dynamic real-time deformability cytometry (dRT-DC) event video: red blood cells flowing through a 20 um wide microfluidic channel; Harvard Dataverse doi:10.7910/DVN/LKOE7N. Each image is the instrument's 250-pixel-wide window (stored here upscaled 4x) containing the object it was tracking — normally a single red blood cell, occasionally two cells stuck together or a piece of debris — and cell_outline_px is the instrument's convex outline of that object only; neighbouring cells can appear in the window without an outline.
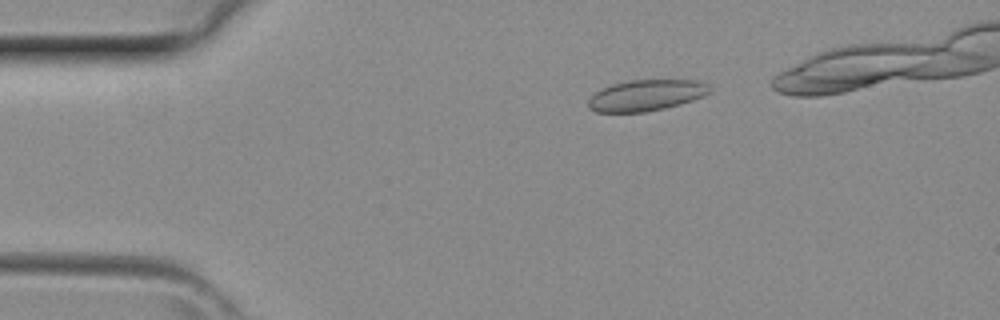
{"species": "common noctule bat (a hibernating species)", "species_latin": "Nyctalus noctula", "temperature_condition": "room temperature", "stored_images_in_passage": 4, "camera_frame_rate_fps": 3000, "um_per_image_px": 0.085, "animal": {"sex": "female", "body_mass_g": 29.2, "forearm_length_mm": 56.3}, "frame": {"image": 1, "passage_image": 2, "time_ms": 0.333, "image_size_px": [1000, 320], "cell_outline_px": [[712, 92], [704, 96], [680, 104], [664, 108], [644, 112], [596, 112], [588, 108], [588, 100], [600, 88], [612, 84], [632, 80], [700, 80], [708, 84], [712, 88]], "centroid_in_image_um": [54.95, 8.09], "position_along_channel_um": 30.0, "area_um2": 22.14}}